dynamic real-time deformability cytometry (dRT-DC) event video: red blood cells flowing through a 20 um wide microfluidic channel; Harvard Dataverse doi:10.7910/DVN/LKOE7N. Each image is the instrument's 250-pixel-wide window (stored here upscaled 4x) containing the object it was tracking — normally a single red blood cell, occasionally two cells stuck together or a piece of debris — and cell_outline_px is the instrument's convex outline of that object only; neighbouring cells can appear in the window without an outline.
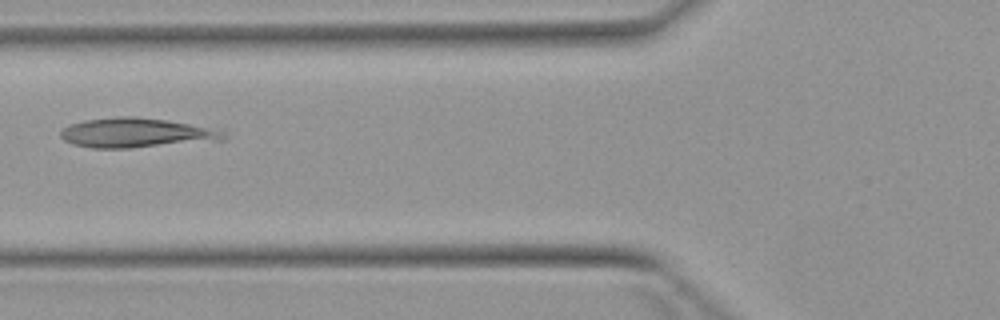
{"species": "Egyptian fruit bat (a non-hibernating species)", "species_latin": "Rousettus aegyptiacus", "temperature_condition": "warm", "stored_images_in_passage": 3, "camera_frame_rate_fps": 3000, "um_per_image_px": 0.085, "animal": {"sex": "female"}, "frame": {"image": 1, "passage_image": 3, "time_ms": 2.333, "image_size_px": [1000, 320], "cell_outline_px": [[228, 136], [224, 140], [128, 148], [92, 148], [72, 144], [64, 140], [60, 136], [60, 132], [68, 124], [84, 120], [116, 116], [136, 116], [168, 120], [224, 128]], "centroid_in_image_um": [11.68, 11.27], "position_along_channel_um": 114.1, "area_um2": 28.84}}